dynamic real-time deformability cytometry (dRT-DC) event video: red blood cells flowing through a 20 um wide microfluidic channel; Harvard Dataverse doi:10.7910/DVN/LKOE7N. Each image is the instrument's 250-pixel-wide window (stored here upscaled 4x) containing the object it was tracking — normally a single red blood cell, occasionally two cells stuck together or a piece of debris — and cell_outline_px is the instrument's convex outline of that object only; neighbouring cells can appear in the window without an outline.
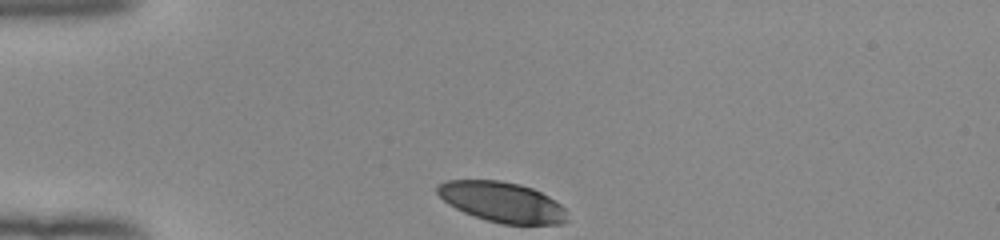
{"species": "human", "species_latin": "Homo sapiens", "temperature_condition": "room temperature", "stored_images_in_passage": 32, "camera_frame_rate_fps": 3000, "um_per_image_px": 0.085, "donor": {"sex": "female"}, "frame": {"image": 1, "passage_image": 1, "time_ms": 0.0, "image_size_px": [1000, 240], "cell_outline_px": [[568, 220], [564, 224], [504, 224], [488, 220], [464, 212], [448, 204], [436, 192], [436, 184], [444, 180], [500, 180], [520, 184], [532, 188], [548, 196], [560, 204], [568, 212]], "centroid_in_image_um": [42.69, 17.16], "position_along_channel_um": 42.3, "area_um2": 30.52}}
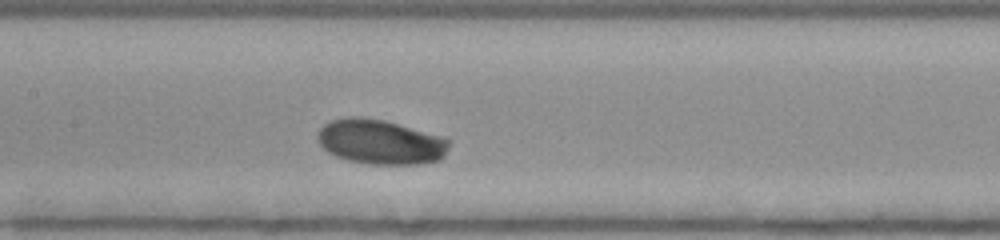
{"frame": {"image": 2, "passage_image": 14, "time_ms": 4.333, "image_size_px": [1000, 240], "cell_outline_px": [[448, 148], [444, 156], [440, 160], [424, 164], [364, 164], [348, 160], [336, 156], [328, 152], [320, 144], [316, 136], [320, 128], [324, 124], [332, 120], [348, 116], [360, 116], [384, 120], [440, 136], [448, 140]], "centroid_in_image_um": [32.31, 12.07], "position_along_channel_um": 175.1, "area_um2": 34.28}}
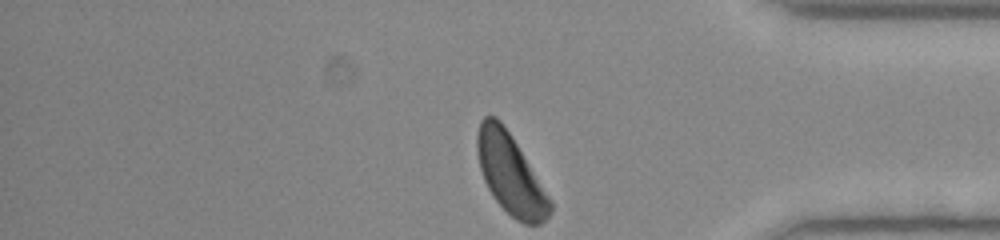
{"frame": {"image": 3, "passage_image": 32, "time_ms": 10.333, "image_size_px": [1000, 240], "cell_outline_px": [[552, 212], [540, 224], [524, 224], [516, 220], [492, 196], [484, 180], [480, 168], [476, 152], [476, 132], [480, 120], [484, 116], [496, 116], [500, 120], [512, 136], [552, 200]], "centroid_in_image_um": [43.37, 14.77], "position_along_channel_um": 391.8, "area_um2": 34.04}, "authors_computed_cell_mechanics": {"area_um2": 33.7841, "velocity_mm_per_s": 3.8912, "shape_relaxation_time_tau1_ms": 1.8554, "shape_relaxation_time_tau2_ms": null, "deformation_change_tau1": 0.1059, "deformation_change_tau2": null}}